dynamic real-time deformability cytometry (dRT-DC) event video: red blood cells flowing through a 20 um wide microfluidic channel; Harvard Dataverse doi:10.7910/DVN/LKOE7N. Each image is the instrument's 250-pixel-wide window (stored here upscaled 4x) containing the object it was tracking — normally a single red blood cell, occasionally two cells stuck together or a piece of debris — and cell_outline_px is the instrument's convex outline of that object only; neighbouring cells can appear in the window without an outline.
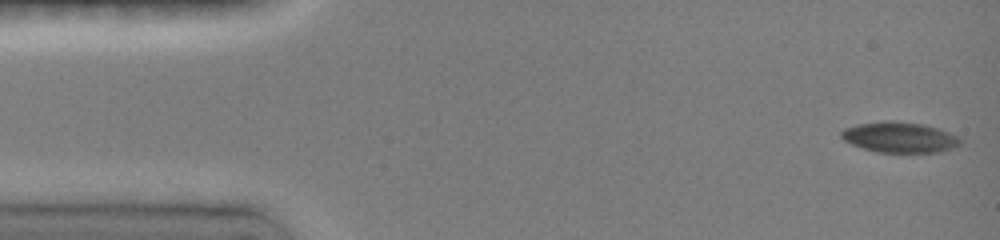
{"species": "common noctule bat (a hibernating species)", "species_latin": "Nyctalus noctula", "temperature_condition": "room temperature", "stored_images_in_passage": 10, "camera_frame_rate_fps": 3000, "um_per_image_px": 0.085, "animal": {"sex": "female", "body_mass_g": 19.0, "forearm_length_mm": 51.5}, "frame": {"image": 1, "passage_image": 1, "time_ms": 0.0, "image_size_px": [1000, 240], "cell_outline_px": [[960, 144], [952, 148], [940, 152], [876, 152], [852, 144], [844, 140], [840, 136], [840, 132], [844, 128], [856, 124], [884, 120], [892, 120], [920, 124], [936, 128], [948, 132], [956, 136], [960, 140]], "centroid_in_image_um": [76.41, 11.66], "position_along_channel_um": 8.6, "area_um2": 21.04}}
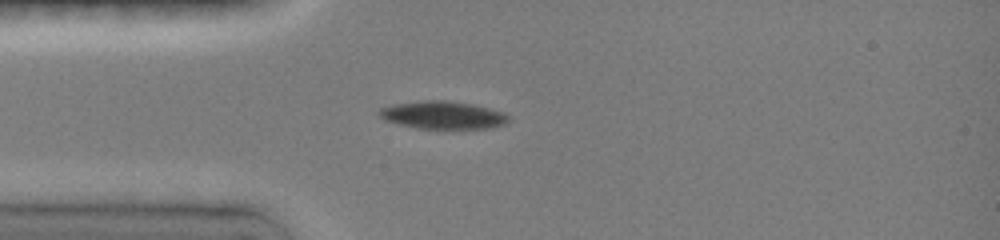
{"frame": {"image": 2, "passage_image": 8, "time_ms": 3.667, "image_size_px": [1000, 240], "cell_outline_px": [[512, 116], [508, 124], [492, 128], [420, 128], [400, 124], [384, 120], [376, 112], [380, 108], [392, 104], [424, 100], [444, 100], [472, 104], [504, 112]], "centroid_in_image_um": [37.68, 9.77], "position_along_channel_um": 47.3, "area_um2": 21.04}}